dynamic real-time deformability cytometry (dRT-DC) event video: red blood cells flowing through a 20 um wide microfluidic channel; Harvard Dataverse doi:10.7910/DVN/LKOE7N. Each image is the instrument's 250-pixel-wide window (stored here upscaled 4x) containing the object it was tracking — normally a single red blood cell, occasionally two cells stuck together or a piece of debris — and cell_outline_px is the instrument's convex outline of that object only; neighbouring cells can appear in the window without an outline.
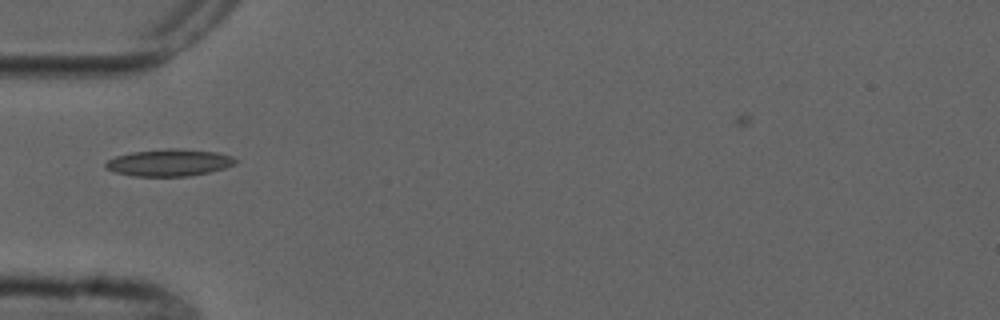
{"species": "common noctule bat (a hibernating species)", "species_latin": "Nyctalus noctula", "temperature_condition": "cold", "stored_images_in_passage": 6, "camera_frame_rate_fps": 3000, "um_per_image_px": 0.085, "animal": {"sex": "male", "forearm_length_mm": 52.5}, "frame": {"image": 1, "passage_image": 3, "time_ms": 2.333, "image_size_px": [1000, 320], "cell_outline_px": [[240, 160], [236, 164], [224, 168], [208, 172], [188, 176], [132, 176], [116, 172], [104, 168], [104, 164], [108, 160], [116, 156], [132, 152], [168, 148], [172, 148], [216, 152], [232, 156]], "centroid_in_image_um": [14.39, 13.82], "position_along_channel_um": 70.6, "area_um2": 20.4}}
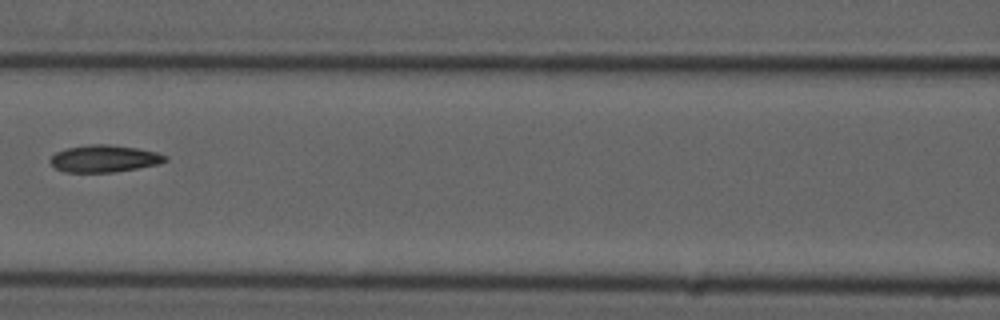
{"frame": {"image": 2, "passage_image": 5, "time_ms": 4.667, "image_size_px": [1000, 320], "cell_outline_px": [[168, 160], [160, 164], [112, 172], [64, 172], [56, 168], [48, 160], [56, 152], [68, 148], [88, 144], [108, 144], [136, 148], [156, 152], [168, 156]], "centroid_in_image_um": [8.87, 13.48], "position_along_channel_um": 157.7, "area_um2": 18.09}}
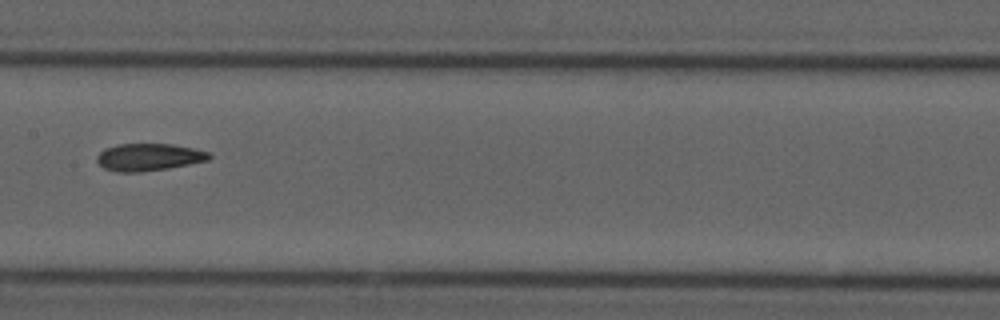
{"frame": {"image": 3, "passage_image": 6, "time_ms": 5.667, "image_size_px": [1000, 320], "cell_outline_px": [[212, 156], [208, 160], [168, 168], [140, 172], [116, 172], [104, 168], [96, 160], [96, 156], [104, 148], [120, 144], [172, 144], [192, 148], [208, 152]], "centroid_in_image_um": [12.61, 13.35], "position_along_channel_um": 194.8, "area_um2": 17.74}}